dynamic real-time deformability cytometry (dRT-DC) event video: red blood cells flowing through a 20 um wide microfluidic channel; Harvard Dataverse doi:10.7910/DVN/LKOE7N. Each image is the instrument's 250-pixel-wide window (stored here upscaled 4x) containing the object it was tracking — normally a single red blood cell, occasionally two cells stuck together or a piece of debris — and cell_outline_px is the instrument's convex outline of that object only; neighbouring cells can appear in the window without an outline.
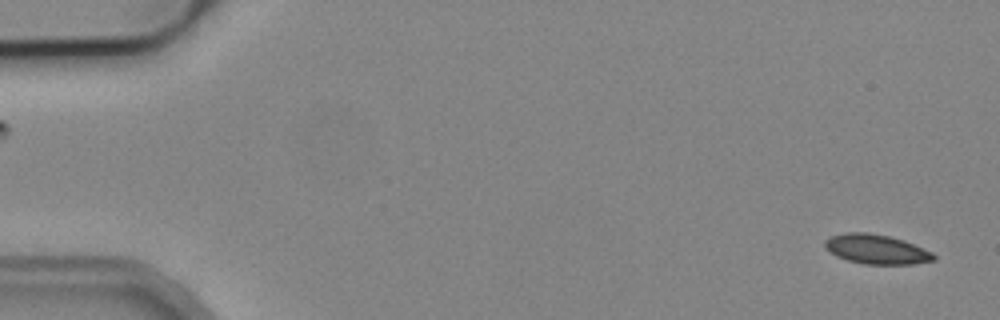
{"species": "common noctule bat (a hibernating species)", "species_latin": "Nyctalus noctula", "temperature_condition": "cold", "stored_images_in_passage": 2, "segment_of_instrument_passage": [2, 2], "camera_frame_rate_fps": 3000, "um_per_image_px": 0.085, "animal": {"sex": "male", "body_mass_g": 19.2, "forearm_length_mm": 51.8}, "frame": {"image": 1, "passage_image": 2, "time_ms": 1.0, "image_size_px": [1000, 320], "cell_outline_px": [[936, 260], [912, 264], [864, 264], [848, 260], [836, 256], [824, 244], [824, 240], [832, 236], [848, 232], [868, 232], [888, 236], [904, 240], [932, 252], [936, 256]], "centroid_in_image_um": [74.52, 21.18], "position_along_channel_um": 10.5, "area_um2": 18.55}}